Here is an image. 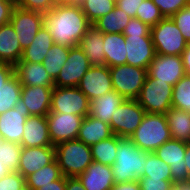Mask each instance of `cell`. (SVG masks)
Masks as SVG:
<instances>
[{
    "mask_svg": "<svg viewBox=\"0 0 190 190\" xmlns=\"http://www.w3.org/2000/svg\"><path fill=\"white\" fill-rule=\"evenodd\" d=\"M103 33L93 25L85 32L79 43V47L85 53L91 66L105 65V54L103 51Z\"/></svg>",
    "mask_w": 190,
    "mask_h": 190,
    "instance_id": "26",
    "label": "cell"
},
{
    "mask_svg": "<svg viewBox=\"0 0 190 190\" xmlns=\"http://www.w3.org/2000/svg\"><path fill=\"white\" fill-rule=\"evenodd\" d=\"M183 60V66L185 68L186 75L190 76V42L187 44L186 49L181 55Z\"/></svg>",
    "mask_w": 190,
    "mask_h": 190,
    "instance_id": "52",
    "label": "cell"
},
{
    "mask_svg": "<svg viewBox=\"0 0 190 190\" xmlns=\"http://www.w3.org/2000/svg\"><path fill=\"white\" fill-rule=\"evenodd\" d=\"M145 172L143 177L151 179L172 180L171 169L168 164L151 152L146 157Z\"/></svg>",
    "mask_w": 190,
    "mask_h": 190,
    "instance_id": "37",
    "label": "cell"
},
{
    "mask_svg": "<svg viewBox=\"0 0 190 190\" xmlns=\"http://www.w3.org/2000/svg\"><path fill=\"white\" fill-rule=\"evenodd\" d=\"M10 23L15 29L21 48L24 50L32 43L37 32L44 25V13L15 6Z\"/></svg>",
    "mask_w": 190,
    "mask_h": 190,
    "instance_id": "10",
    "label": "cell"
},
{
    "mask_svg": "<svg viewBox=\"0 0 190 190\" xmlns=\"http://www.w3.org/2000/svg\"><path fill=\"white\" fill-rule=\"evenodd\" d=\"M77 178L86 190H110L115 184L112 167L97 161H93Z\"/></svg>",
    "mask_w": 190,
    "mask_h": 190,
    "instance_id": "20",
    "label": "cell"
},
{
    "mask_svg": "<svg viewBox=\"0 0 190 190\" xmlns=\"http://www.w3.org/2000/svg\"><path fill=\"white\" fill-rule=\"evenodd\" d=\"M124 101L125 98L113 89L90 101L89 115L110 125L111 116Z\"/></svg>",
    "mask_w": 190,
    "mask_h": 190,
    "instance_id": "25",
    "label": "cell"
},
{
    "mask_svg": "<svg viewBox=\"0 0 190 190\" xmlns=\"http://www.w3.org/2000/svg\"><path fill=\"white\" fill-rule=\"evenodd\" d=\"M0 190H27L26 179L18 172H9L0 178Z\"/></svg>",
    "mask_w": 190,
    "mask_h": 190,
    "instance_id": "41",
    "label": "cell"
},
{
    "mask_svg": "<svg viewBox=\"0 0 190 190\" xmlns=\"http://www.w3.org/2000/svg\"><path fill=\"white\" fill-rule=\"evenodd\" d=\"M22 85L14 74L3 87L0 88V114L14 108L21 99Z\"/></svg>",
    "mask_w": 190,
    "mask_h": 190,
    "instance_id": "34",
    "label": "cell"
},
{
    "mask_svg": "<svg viewBox=\"0 0 190 190\" xmlns=\"http://www.w3.org/2000/svg\"><path fill=\"white\" fill-rule=\"evenodd\" d=\"M172 91V85L147 75L136 100L146 113L166 114L172 107Z\"/></svg>",
    "mask_w": 190,
    "mask_h": 190,
    "instance_id": "6",
    "label": "cell"
},
{
    "mask_svg": "<svg viewBox=\"0 0 190 190\" xmlns=\"http://www.w3.org/2000/svg\"><path fill=\"white\" fill-rule=\"evenodd\" d=\"M15 4L6 0H0V26L10 23Z\"/></svg>",
    "mask_w": 190,
    "mask_h": 190,
    "instance_id": "47",
    "label": "cell"
},
{
    "mask_svg": "<svg viewBox=\"0 0 190 190\" xmlns=\"http://www.w3.org/2000/svg\"><path fill=\"white\" fill-rule=\"evenodd\" d=\"M173 139L190 142V113L171 107L165 114Z\"/></svg>",
    "mask_w": 190,
    "mask_h": 190,
    "instance_id": "29",
    "label": "cell"
},
{
    "mask_svg": "<svg viewBox=\"0 0 190 190\" xmlns=\"http://www.w3.org/2000/svg\"><path fill=\"white\" fill-rule=\"evenodd\" d=\"M103 43L105 65L107 67L127 64L126 40L122 33H103Z\"/></svg>",
    "mask_w": 190,
    "mask_h": 190,
    "instance_id": "27",
    "label": "cell"
},
{
    "mask_svg": "<svg viewBox=\"0 0 190 190\" xmlns=\"http://www.w3.org/2000/svg\"><path fill=\"white\" fill-rule=\"evenodd\" d=\"M122 34L132 36H151V27L137 18H131Z\"/></svg>",
    "mask_w": 190,
    "mask_h": 190,
    "instance_id": "44",
    "label": "cell"
},
{
    "mask_svg": "<svg viewBox=\"0 0 190 190\" xmlns=\"http://www.w3.org/2000/svg\"><path fill=\"white\" fill-rule=\"evenodd\" d=\"M44 26L55 44L78 46L85 32L92 26L80 4L60 5L44 14Z\"/></svg>",
    "mask_w": 190,
    "mask_h": 190,
    "instance_id": "1",
    "label": "cell"
},
{
    "mask_svg": "<svg viewBox=\"0 0 190 190\" xmlns=\"http://www.w3.org/2000/svg\"><path fill=\"white\" fill-rule=\"evenodd\" d=\"M129 138L141 150L154 152L172 138L165 114L146 113Z\"/></svg>",
    "mask_w": 190,
    "mask_h": 190,
    "instance_id": "4",
    "label": "cell"
},
{
    "mask_svg": "<svg viewBox=\"0 0 190 190\" xmlns=\"http://www.w3.org/2000/svg\"><path fill=\"white\" fill-rule=\"evenodd\" d=\"M135 18L141 20L149 27H153L164 17L160 13L159 8L153 3L152 0H143L139 11H136Z\"/></svg>",
    "mask_w": 190,
    "mask_h": 190,
    "instance_id": "39",
    "label": "cell"
},
{
    "mask_svg": "<svg viewBox=\"0 0 190 190\" xmlns=\"http://www.w3.org/2000/svg\"><path fill=\"white\" fill-rule=\"evenodd\" d=\"M113 89L125 99H136L145 83L147 69L123 64L110 67Z\"/></svg>",
    "mask_w": 190,
    "mask_h": 190,
    "instance_id": "7",
    "label": "cell"
},
{
    "mask_svg": "<svg viewBox=\"0 0 190 190\" xmlns=\"http://www.w3.org/2000/svg\"><path fill=\"white\" fill-rule=\"evenodd\" d=\"M10 171L3 165V163L0 161V178L7 175Z\"/></svg>",
    "mask_w": 190,
    "mask_h": 190,
    "instance_id": "56",
    "label": "cell"
},
{
    "mask_svg": "<svg viewBox=\"0 0 190 190\" xmlns=\"http://www.w3.org/2000/svg\"><path fill=\"white\" fill-rule=\"evenodd\" d=\"M118 144V136L113 135L109 139L99 141L90 146L93 161L111 166L115 162Z\"/></svg>",
    "mask_w": 190,
    "mask_h": 190,
    "instance_id": "33",
    "label": "cell"
},
{
    "mask_svg": "<svg viewBox=\"0 0 190 190\" xmlns=\"http://www.w3.org/2000/svg\"><path fill=\"white\" fill-rule=\"evenodd\" d=\"M23 49L11 23L0 26V62L15 65L21 60Z\"/></svg>",
    "mask_w": 190,
    "mask_h": 190,
    "instance_id": "23",
    "label": "cell"
},
{
    "mask_svg": "<svg viewBox=\"0 0 190 190\" xmlns=\"http://www.w3.org/2000/svg\"><path fill=\"white\" fill-rule=\"evenodd\" d=\"M29 116L28 108L21 99L14 108L0 114V138L2 141L21 144L24 126Z\"/></svg>",
    "mask_w": 190,
    "mask_h": 190,
    "instance_id": "15",
    "label": "cell"
},
{
    "mask_svg": "<svg viewBox=\"0 0 190 190\" xmlns=\"http://www.w3.org/2000/svg\"><path fill=\"white\" fill-rule=\"evenodd\" d=\"M113 135L109 124L88 114L82 120L77 139L88 146H92L99 141L109 139Z\"/></svg>",
    "mask_w": 190,
    "mask_h": 190,
    "instance_id": "24",
    "label": "cell"
},
{
    "mask_svg": "<svg viewBox=\"0 0 190 190\" xmlns=\"http://www.w3.org/2000/svg\"><path fill=\"white\" fill-rule=\"evenodd\" d=\"M50 112L67 113L86 117L90 113V101L78 87L53 88Z\"/></svg>",
    "mask_w": 190,
    "mask_h": 190,
    "instance_id": "8",
    "label": "cell"
},
{
    "mask_svg": "<svg viewBox=\"0 0 190 190\" xmlns=\"http://www.w3.org/2000/svg\"><path fill=\"white\" fill-rule=\"evenodd\" d=\"M151 152L141 150L130 138H120L115 162L111 165L115 183L139 181L145 172L146 157Z\"/></svg>",
    "mask_w": 190,
    "mask_h": 190,
    "instance_id": "2",
    "label": "cell"
},
{
    "mask_svg": "<svg viewBox=\"0 0 190 190\" xmlns=\"http://www.w3.org/2000/svg\"><path fill=\"white\" fill-rule=\"evenodd\" d=\"M90 67L91 64L79 45L70 47L68 59L54 80L55 86L77 87Z\"/></svg>",
    "mask_w": 190,
    "mask_h": 190,
    "instance_id": "13",
    "label": "cell"
},
{
    "mask_svg": "<svg viewBox=\"0 0 190 190\" xmlns=\"http://www.w3.org/2000/svg\"><path fill=\"white\" fill-rule=\"evenodd\" d=\"M110 190H141L139 181L115 183Z\"/></svg>",
    "mask_w": 190,
    "mask_h": 190,
    "instance_id": "50",
    "label": "cell"
},
{
    "mask_svg": "<svg viewBox=\"0 0 190 190\" xmlns=\"http://www.w3.org/2000/svg\"><path fill=\"white\" fill-rule=\"evenodd\" d=\"M54 87L22 86L21 100L28 108L30 116H47L51 108Z\"/></svg>",
    "mask_w": 190,
    "mask_h": 190,
    "instance_id": "19",
    "label": "cell"
},
{
    "mask_svg": "<svg viewBox=\"0 0 190 190\" xmlns=\"http://www.w3.org/2000/svg\"><path fill=\"white\" fill-rule=\"evenodd\" d=\"M6 1H9V2H12V3L15 4V1H16V0H6Z\"/></svg>",
    "mask_w": 190,
    "mask_h": 190,
    "instance_id": "57",
    "label": "cell"
},
{
    "mask_svg": "<svg viewBox=\"0 0 190 190\" xmlns=\"http://www.w3.org/2000/svg\"><path fill=\"white\" fill-rule=\"evenodd\" d=\"M163 17H172L180 9L190 4V0H152Z\"/></svg>",
    "mask_w": 190,
    "mask_h": 190,
    "instance_id": "42",
    "label": "cell"
},
{
    "mask_svg": "<svg viewBox=\"0 0 190 190\" xmlns=\"http://www.w3.org/2000/svg\"><path fill=\"white\" fill-rule=\"evenodd\" d=\"M70 47L60 44L52 45L46 54L42 65L45 67L49 76L55 80L63 65L68 59Z\"/></svg>",
    "mask_w": 190,
    "mask_h": 190,
    "instance_id": "32",
    "label": "cell"
},
{
    "mask_svg": "<svg viewBox=\"0 0 190 190\" xmlns=\"http://www.w3.org/2000/svg\"><path fill=\"white\" fill-rule=\"evenodd\" d=\"M52 45L51 33L43 25L32 43L23 50L20 62L42 63Z\"/></svg>",
    "mask_w": 190,
    "mask_h": 190,
    "instance_id": "28",
    "label": "cell"
},
{
    "mask_svg": "<svg viewBox=\"0 0 190 190\" xmlns=\"http://www.w3.org/2000/svg\"><path fill=\"white\" fill-rule=\"evenodd\" d=\"M89 101L113 90L109 67L91 66L77 86Z\"/></svg>",
    "mask_w": 190,
    "mask_h": 190,
    "instance_id": "16",
    "label": "cell"
},
{
    "mask_svg": "<svg viewBox=\"0 0 190 190\" xmlns=\"http://www.w3.org/2000/svg\"><path fill=\"white\" fill-rule=\"evenodd\" d=\"M22 146L15 142L2 141L0 144V161L10 171L18 170Z\"/></svg>",
    "mask_w": 190,
    "mask_h": 190,
    "instance_id": "38",
    "label": "cell"
},
{
    "mask_svg": "<svg viewBox=\"0 0 190 190\" xmlns=\"http://www.w3.org/2000/svg\"><path fill=\"white\" fill-rule=\"evenodd\" d=\"M54 6L80 4L81 0H51Z\"/></svg>",
    "mask_w": 190,
    "mask_h": 190,
    "instance_id": "54",
    "label": "cell"
},
{
    "mask_svg": "<svg viewBox=\"0 0 190 190\" xmlns=\"http://www.w3.org/2000/svg\"><path fill=\"white\" fill-rule=\"evenodd\" d=\"M172 107L190 113V76H183L172 91Z\"/></svg>",
    "mask_w": 190,
    "mask_h": 190,
    "instance_id": "36",
    "label": "cell"
},
{
    "mask_svg": "<svg viewBox=\"0 0 190 190\" xmlns=\"http://www.w3.org/2000/svg\"><path fill=\"white\" fill-rule=\"evenodd\" d=\"M15 6L44 14L50 12L54 8L51 0H16Z\"/></svg>",
    "mask_w": 190,
    "mask_h": 190,
    "instance_id": "43",
    "label": "cell"
},
{
    "mask_svg": "<svg viewBox=\"0 0 190 190\" xmlns=\"http://www.w3.org/2000/svg\"><path fill=\"white\" fill-rule=\"evenodd\" d=\"M172 190H190V180L174 183Z\"/></svg>",
    "mask_w": 190,
    "mask_h": 190,
    "instance_id": "55",
    "label": "cell"
},
{
    "mask_svg": "<svg viewBox=\"0 0 190 190\" xmlns=\"http://www.w3.org/2000/svg\"><path fill=\"white\" fill-rule=\"evenodd\" d=\"M151 36L156 54L160 55L181 56L188 44L171 17H165L151 27Z\"/></svg>",
    "mask_w": 190,
    "mask_h": 190,
    "instance_id": "5",
    "label": "cell"
},
{
    "mask_svg": "<svg viewBox=\"0 0 190 190\" xmlns=\"http://www.w3.org/2000/svg\"><path fill=\"white\" fill-rule=\"evenodd\" d=\"M141 190H172V180L151 179V177L139 178Z\"/></svg>",
    "mask_w": 190,
    "mask_h": 190,
    "instance_id": "45",
    "label": "cell"
},
{
    "mask_svg": "<svg viewBox=\"0 0 190 190\" xmlns=\"http://www.w3.org/2000/svg\"><path fill=\"white\" fill-rule=\"evenodd\" d=\"M83 119V116L71 113L49 112L47 115V124L49 137L53 146L61 142L77 139Z\"/></svg>",
    "mask_w": 190,
    "mask_h": 190,
    "instance_id": "11",
    "label": "cell"
},
{
    "mask_svg": "<svg viewBox=\"0 0 190 190\" xmlns=\"http://www.w3.org/2000/svg\"><path fill=\"white\" fill-rule=\"evenodd\" d=\"M66 189V177L61 176L58 180L50 182V184L43 185V187L36 190H65Z\"/></svg>",
    "mask_w": 190,
    "mask_h": 190,
    "instance_id": "49",
    "label": "cell"
},
{
    "mask_svg": "<svg viewBox=\"0 0 190 190\" xmlns=\"http://www.w3.org/2000/svg\"><path fill=\"white\" fill-rule=\"evenodd\" d=\"M143 0H116L115 5L123 10L130 17H136V11H139Z\"/></svg>",
    "mask_w": 190,
    "mask_h": 190,
    "instance_id": "46",
    "label": "cell"
},
{
    "mask_svg": "<svg viewBox=\"0 0 190 190\" xmlns=\"http://www.w3.org/2000/svg\"><path fill=\"white\" fill-rule=\"evenodd\" d=\"M186 168L188 171V181L190 180V142L186 143V152L184 155Z\"/></svg>",
    "mask_w": 190,
    "mask_h": 190,
    "instance_id": "53",
    "label": "cell"
},
{
    "mask_svg": "<svg viewBox=\"0 0 190 190\" xmlns=\"http://www.w3.org/2000/svg\"><path fill=\"white\" fill-rule=\"evenodd\" d=\"M126 43L127 64L139 68L148 69L156 50L152 42V36L124 35Z\"/></svg>",
    "mask_w": 190,
    "mask_h": 190,
    "instance_id": "17",
    "label": "cell"
},
{
    "mask_svg": "<svg viewBox=\"0 0 190 190\" xmlns=\"http://www.w3.org/2000/svg\"><path fill=\"white\" fill-rule=\"evenodd\" d=\"M185 152L186 142L173 138L162 144L153 152L169 165L172 181L174 183L188 181V171L184 160Z\"/></svg>",
    "mask_w": 190,
    "mask_h": 190,
    "instance_id": "12",
    "label": "cell"
},
{
    "mask_svg": "<svg viewBox=\"0 0 190 190\" xmlns=\"http://www.w3.org/2000/svg\"><path fill=\"white\" fill-rule=\"evenodd\" d=\"M14 73L22 86L55 87L54 80L49 76L42 63L17 62Z\"/></svg>",
    "mask_w": 190,
    "mask_h": 190,
    "instance_id": "22",
    "label": "cell"
},
{
    "mask_svg": "<svg viewBox=\"0 0 190 190\" xmlns=\"http://www.w3.org/2000/svg\"><path fill=\"white\" fill-rule=\"evenodd\" d=\"M55 147V159L65 177H78L93 162L90 146L78 139L61 142Z\"/></svg>",
    "mask_w": 190,
    "mask_h": 190,
    "instance_id": "3",
    "label": "cell"
},
{
    "mask_svg": "<svg viewBox=\"0 0 190 190\" xmlns=\"http://www.w3.org/2000/svg\"><path fill=\"white\" fill-rule=\"evenodd\" d=\"M14 66L0 62V88L14 75Z\"/></svg>",
    "mask_w": 190,
    "mask_h": 190,
    "instance_id": "48",
    "label": "cell"
},
{
    "mask_svg": "<svg viewBox=\"0 0 190 190\" xmlns=\"http://www.w3.org/2000/svg\"><path fill=\"white\" fill-rule=\"evenodd\" d=\"M146 111L136 99H125L111 116L110 128L114 135L129 138L142 122Z\"/></svg>",
    "mask_w": 190,
    "mask_h": 190,
    "instance_id": "9",
    "label": "cell"
},
{
    "mask_svg": "<svg viewBox=\"0 0 190 190\" xmlns=\"http://www.w3.org/2000/svg\"><path fill=\"white\" fill-rule=\"evenodd\" d=\"M147 75L174 86L186 75L182 57L156 54L147 69Z\"/></svg>",
    "mask_w": 190,
    "mask_h": 190,
    "instance_id": "14",
    "label": "cell"
},
{
    "mask_svg": "<svg viewBox=\"0 0 190 190\" xmlns=\"http://www.w3.org/2000/svg\"><path fill=\"white\" fill-rule=\"evenodd\" d=\"M61 176L62 173L60 171V167L58 166V163L55 159L52 163L42 167L25 178L26 189H39L43 187V185H47L50 184V182L58 180Z\"/></svg>",
    "mask_w": 190,
    "mask_h": 190,
    "instance_id": "31",
    "label": "cell"
},
{
    "mask_svg": "<svg viewBox=\"0 0 190 190\" xmlns=\"http://www.w3.org/2000/svg\"><path fill=\"white\" fill-rule=\"evenodd\" d=\"M131 18L132 17L115 5L112 11L99 18L92 25L102 33H123V30Z\"/></svg>",
    "mask_w": 190,
    "mask_h": 190,
    "instance_id": "30",
    "label": "cell"
},
{
    "mask_svg": "<svg viewBox=\"0 0 190 190\" xmlns=\"http://www.w3.org/2000/svg\"><path fill=\"white\" fill-rule=\"evenodd\" d=\"M20 145L23 147L53 146L49 137L47 116L27 118Z\"/></svg>",
    "mask_w": 190,
    "mask_h": 190,
    "instance_id": "21",
    "label": "cell"
},
{
    "mask_svg": "<svg viewBox=\"0 0 190 190\" xmlns=\"http://www.w3.org/2000/svg\"><path fill=\"white\" fill-rule=\"evenodd\" d=\"M177 27L180 29L183 37L190 42V4L186 5L175 13L172 17Z\"/></svg>",
    "mask_w": 190,
    "mask_h": 190,
    "instance_id": "40",
    "label": "cell"
},
{
    "mask_svg": "<svg viewBox=\"0 0 190 190\" xmlns=\"http://www.w3.org/2000/svg\"><path fill=\"white\" fill-rule=\"evenodd\" d=\"M55 160V147H23L18 172L26 178Z\"/></svg>",
    "mask_w": 190,
    "mask_h": 190,
    "instance_id": "18",
    "label": "cell"
},
{
    "mask_svg": "<svg viewBox=\"0 0 190 190\" xmlns=\"http://www.w3.org/2000/svg\"><path fill=\"white\" fill-rule=\"evenodd\" d=\"M65 190H86L77 177H66Z\"/></svg>",
    "mask_w": 190,
    "mask_h": 190,
    "instance_id": "51",
    "label": "cell"
},
{
    "mask_svg": "<svg viewBox=\"0 0 190 190\" xmlns=\"http://www.w3.org/2000/svg\"><path fill=\"white\" fill-rule=\"evenodd\" d=\"M115 1L116 0H81L80 6L88 21L93 24L99 18L114 9Z\"/></svg>",
    "mask_w": 190,
    "mask_h": 190,
    "instance_id": "35",
    "label": "cell"
}]
</instances>
